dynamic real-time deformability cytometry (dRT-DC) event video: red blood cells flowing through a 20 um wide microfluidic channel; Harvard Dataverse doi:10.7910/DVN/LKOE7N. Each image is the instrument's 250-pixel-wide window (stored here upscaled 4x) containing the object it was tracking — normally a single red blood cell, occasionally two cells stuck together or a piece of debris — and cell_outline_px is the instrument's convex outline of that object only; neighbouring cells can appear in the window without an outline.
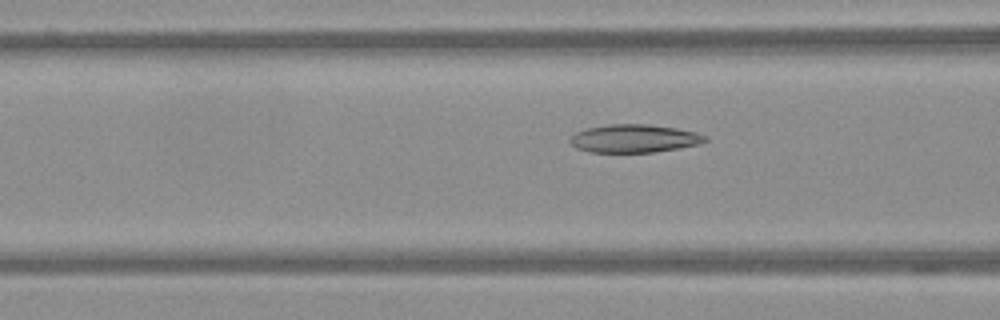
{"species": "Egyptian fruit bat (a non-hibernating species)", "species_latin": "Rousettus aegyptiacus", "temperature_condition": "warm", "stored_images_in_passage": 27, "camera_frame_rate_fps": 3000, "um_per_image_px": 0.085, "frame": {"image": 1, "passage_image": 17, "time_ms": 5.333, "image_size_px": [1000, 320], "cell_outline_px": [[708, 140], [700, 144], [652, 152], [588, 152], [576, 148], [568, 140], [576, 132], [588, 128], [608, 124], [648, 124], [676, 128], [696, 132], [708, 136]], "centroid_in_image_um": [53.91, 11.77], "position_along_channel_um": 112.7, "area_um2": 22.08}}
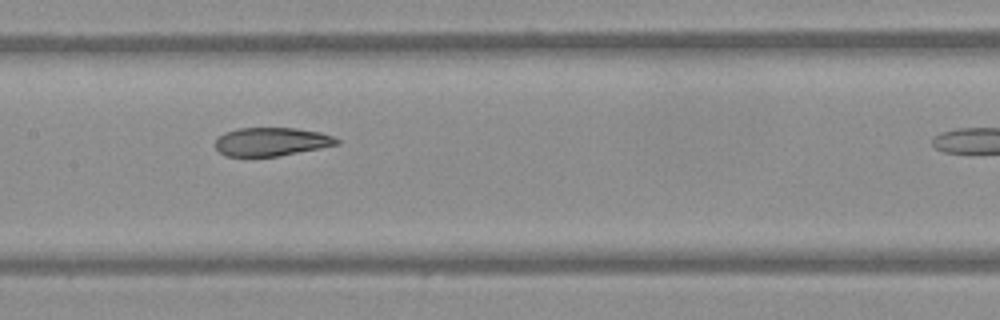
{"frame": {"image": 2, "passage_image": 23, "time_ms": 7.333, "image_size_px": [1000, 320], "cell_outline_px": [[340, 144], [320, 148], [276, 156], [224, 156], [216, 148], [216, 136], [224, 132], [240, 128], [296, 128], [320, 132], [332, 136], [340, 140]], "centroid_in_image_um": [23.05, 12.04], "position_along_channel_um": 184.3, "area_um2": 20.11}}
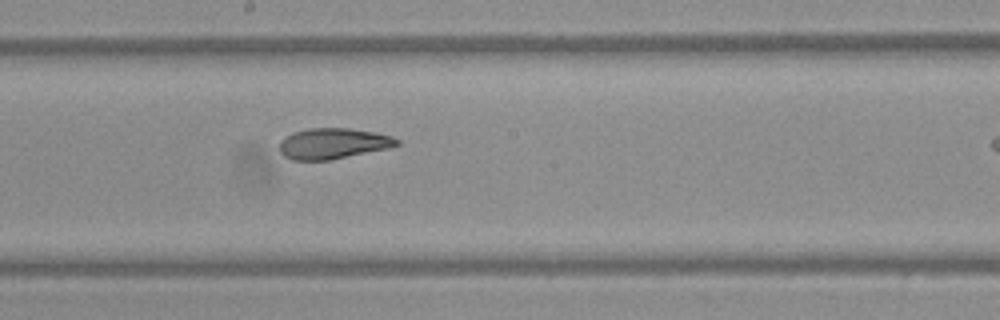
{"frame": {"image": 3, "passage_image": 26, "time_ms": 8.333, "image_size_px": [1000, 320], "cell_outline_px": [[400, 144], [388, 148], [328, 160], [292, 160], [284, 156], [280, 152], [280, 140], [284, 136], [308, 128], [348, 128], [372, 132], [392, 136], [400, 140]], "centroid_in_image_um": [28.29, 12.2], "position_along_channel_um": 219.9, "area_um2": 20.87}}